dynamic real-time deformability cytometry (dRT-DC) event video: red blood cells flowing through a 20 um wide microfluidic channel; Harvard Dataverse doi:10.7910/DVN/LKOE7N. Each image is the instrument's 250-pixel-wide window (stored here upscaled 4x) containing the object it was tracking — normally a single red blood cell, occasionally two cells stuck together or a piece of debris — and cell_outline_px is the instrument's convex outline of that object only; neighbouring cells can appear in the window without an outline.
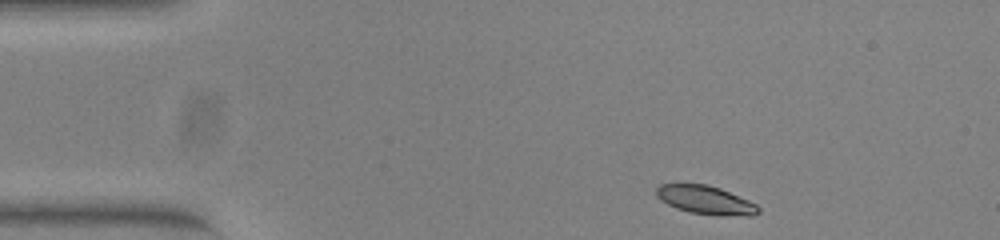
{"species": "common noctule bat (a hibernating species)", "species_latin": "Nyctalus noctula", "temperature_condition": "warm", "stored_images_in_passage": 46, "camera_frame_rate_fps": 3000, "um_per_image_px": 0.085, "animal": {"sex": "female", "body_mass_g": 23.0, "forearm_length_mm": 53.4}, "frame": {"image": 1, "passage_image": 1, "time_ms": 0.0, "image_size_px": [1000, 240], "cell_outline_px": [[760, 212], [752, 216], [748, 216], [692, 212], [676, 208], [660, 200], [656, 196], [656, 188], [660, 184], [708, 184], [720, 188], [748, 200], [756, 204], [760, 208]], "centroid_in_image_um": [59.96, 16.98], "position_along_channel_um": 25.0, "area_um2": 16.59}}
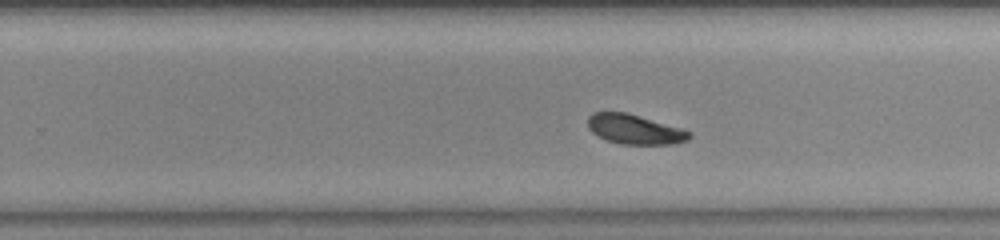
{"frame": {"image": 2, "passage_image": 26, "time_ms": 8.333, "image_size_px": [1000, 240], "cell_outline_px": [[692, 136], [688, 140], [676, 144], [620, 144], [604, 140], [592, 132], [588, 128], [588, 116], [592, 112], [624, 112], [680, 128], [692, 132]], "centroid_in_image_um": [53.93, 11.01], "position_along_channel_um": 275.9, "area_um2": 17.51}}
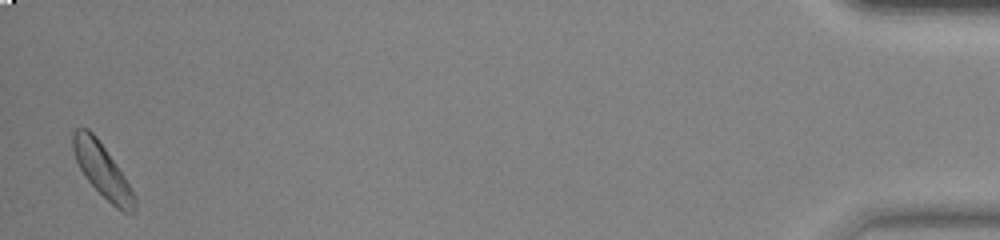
{"frame": {"image": 3, "passage_image": 45, "time_ms": 14.667, "image_size_px": [1000, 240], "cell_outline_px": [[136, 212], [124, 212], [116, 208], [84, 176], [76, 160], [72, 148], [72, 132], [76, 128], [88, 128], [96, 136], [116, 164], [124, 176], [136, 196]], "centroid_in_image_um": [8.7, 14.47], "position_along_channel_um": 426.5, "area_um2": 18.96}, "authors_computed_cell_mechanics": {"area_um2": 18.1492, "velocity_mm_per_s": 3.8563, "shape_relaxation_time_tau1_ms": 3.1595, "shape_relaxation_time_tau2_ms": null, "deformation_change_tau1": 0.1028, "deformation_change_tau2": null}}